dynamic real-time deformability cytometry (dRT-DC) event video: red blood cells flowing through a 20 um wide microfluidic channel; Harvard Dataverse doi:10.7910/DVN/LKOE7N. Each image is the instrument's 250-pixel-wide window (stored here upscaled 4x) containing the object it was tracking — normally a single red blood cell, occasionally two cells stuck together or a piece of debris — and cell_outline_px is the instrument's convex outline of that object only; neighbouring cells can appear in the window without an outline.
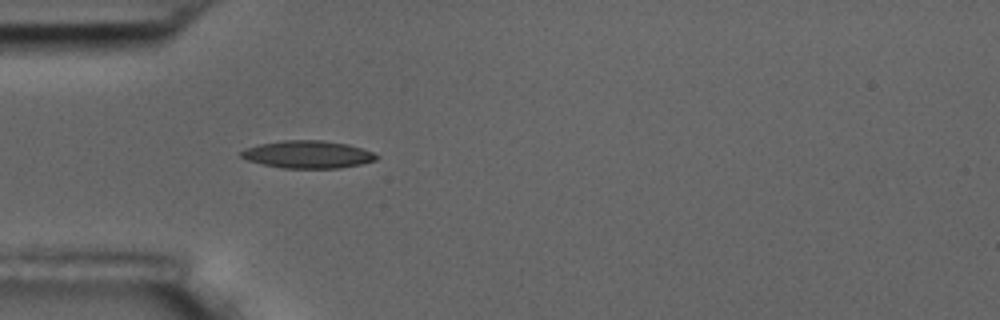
{"species": "common noctule bat (a hibernating species)", "species_latin": "Nyctalus noctula", "temperature_condition": "room temperature", "stored_images_in_passage": 1, "camera_frame_rate_fps": 3000, "um_per_image_px": 0.085, "animal": {"sex": "male", "body_mass_g": 17.5, "forearm_length_mm": 52.3}, "frame": {"image": 1, "passage_image": 1, "time_ms": 0.0, "image_size_px": [1000, 320], "cell_outline_px": [[380, 156], [376, 160], [360, 164], [340, 168], [284, 168], [264, 164], [248, 160], [240, 156], [240, 152], [244, 148], [260, 144], [284, 140], [320, 140], [348, 144], [372, 152]], "centroid_in_image_um": [26.16, 13.12], "position_along_channel_um": 58.8, "area_um2": 21.56}}